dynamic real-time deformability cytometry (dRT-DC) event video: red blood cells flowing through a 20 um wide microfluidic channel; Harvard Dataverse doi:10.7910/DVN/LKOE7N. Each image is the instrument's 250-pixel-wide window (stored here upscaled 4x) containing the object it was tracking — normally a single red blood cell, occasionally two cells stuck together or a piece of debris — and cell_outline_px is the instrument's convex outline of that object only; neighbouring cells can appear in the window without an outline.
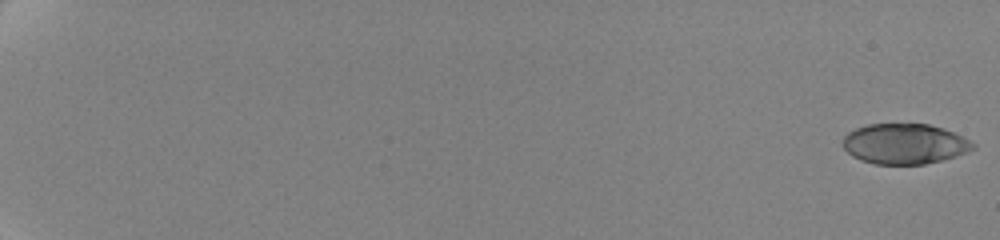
{"species": "human", "species_latin": "Homo sapiens", "temperature_condition": "cold", "stored_images_in_passage": 104, "camera_frame_rate_fps": 3000, "um_per_image_px": 0.085, "donor": {"sex": "female"}, "frame": {"image": 1, "passage_image": 1, "time_ms": 0.0, "image_size_px": [1000, 240], "cell_outline_px": [[976, 148], [968, 152], [956, 156], [924, 164], [876, 164], [860, 160], [852, 156], [844, 148], [844, 136], [848, 132], [856, 128], [868, 124], [928, 124], [952, 132], [976, 144]], "centroid_in_image_um": [76.88, 12.23], "position_along_channel_um": 8.1, "area_um2": 30.35}}
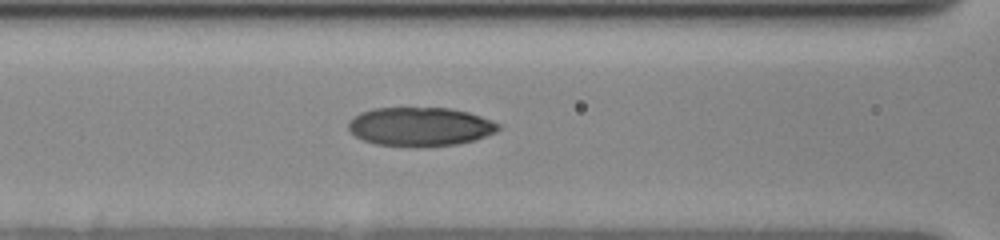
{"frame": {"image": 2, "passage_image": 47, "time_ms": 10.0, "image_size_px": [1000, 240], "cell_outline_px": [[500, 128], [496, 132], [476, 140], [456, 144], [416, 148], [408, 148], [376, 144], [364, 140], [356, 136], [348, 128], [348, 120], [352, 116], [360, 112], [372, 108], [452, 108], [468, 112], [480, 116], [500, 124]], "centroid_in_image_um": [35.69, 10.78], "position_along_channel_um": 130.9, "area_um2": 34.45}}
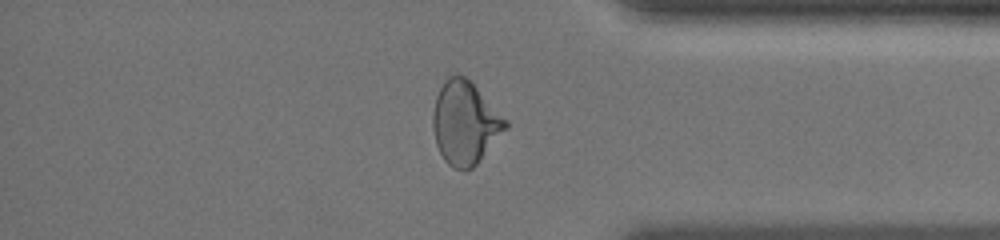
{"frame": {"image": 3, "passage_image": 84, "time_ms": 17.667, "image_size_px": [1000, 240], "cell_outline_px": [[508, 128], [476, 164], [472, 168], [464, 172], [452, 168], [444, 160], [436, 144], [432, 128], [432, 112], [436, 96], [444, 80], [448, 76], [456, 72], [472, 80], [508, 120]], "centroid_in_image_um": [39.53, 10.41], "position_along_channel_um": 395.7, "area_um2": 35.89}, "authors_computed_cell_mechanics": {"area_um2": 33.4662, "velocity_mm_per_s": 3.5335, "shape_relaxation_time_tau1_ms": 5.2806, "shape_relaxation_time_tau2_ms": 2.1743, "deformation_change_tau1": 0.17, "deformation_change_tau2": 0.0695}}